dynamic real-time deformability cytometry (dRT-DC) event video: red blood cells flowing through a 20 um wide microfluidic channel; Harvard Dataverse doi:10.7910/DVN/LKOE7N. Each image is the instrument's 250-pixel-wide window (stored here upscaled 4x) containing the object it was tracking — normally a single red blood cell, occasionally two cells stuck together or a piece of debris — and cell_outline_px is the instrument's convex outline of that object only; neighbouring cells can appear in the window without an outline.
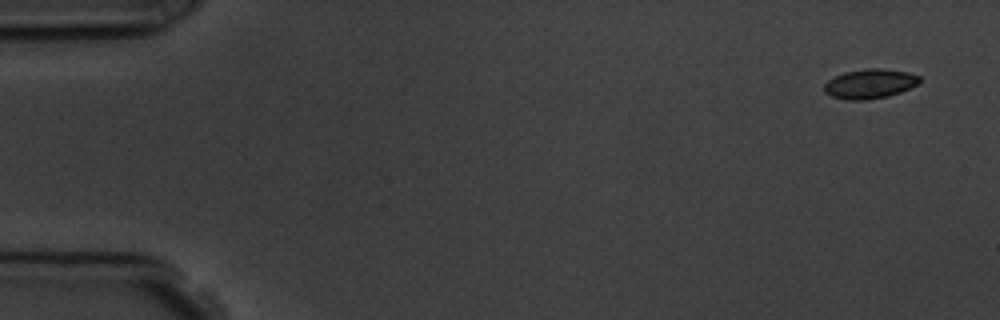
{"species": "common noctule bat (a hibernating species)", "species_latin": "Nyctalus noctula", "temperature_condition": "room temperature", "stored_images_in_passage": 4, "camera_frame_rate_fps": 3000, "um_per_image_px": 0.085, "animal": {"sex": "male", "body_mass_g": 19.5, "forearm_length_mm": 54.6}, "frame": {"image": 1, "passage_image": 1, "time_ms": 0.0, "image_size_px": [1000, 320], "cell_outline_px": [[920, 80], [916, 84], [900, 92], [888, 96], [868, 100], [848, 100], [832, 96], [824, 92], [824, 84], [828, 80], [844, 72], [868, 68], [880, 68], [908, 72], [920, 76]], "centroid_in_image_um": [73.92, 7.12], "position_along_channel_um": 11.1, "area_um2": 16.3}}
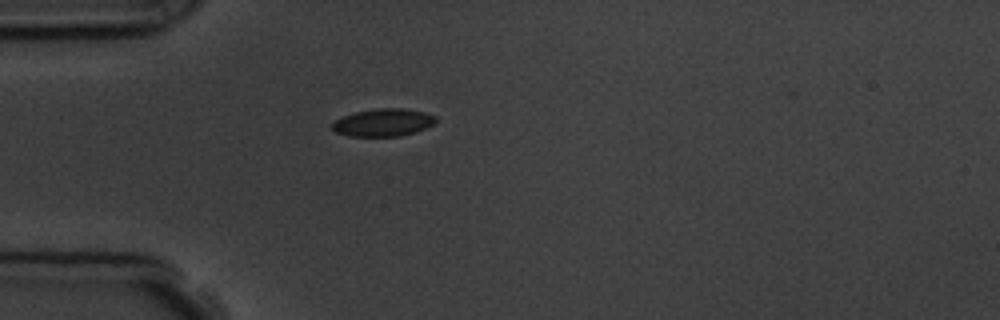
{"frame": {"image": 2, "passage_image": 4, "time_ms": 4.333, "image_size_px": [1000, 320], "cell_outline_px": [[436, 120], [432, 124], [424, 128], [400, 136], [348, 136], [336, 132], [332, 128], [332, 124], [336, 120], [344, 116], [356, 112], [376, 108], [400, 108], [424, 112], [436, 116]], "centroid_in_image_um": [32.55, 10.41], "position_along_channel_um": 52.4, "area_um2": 16.36}}